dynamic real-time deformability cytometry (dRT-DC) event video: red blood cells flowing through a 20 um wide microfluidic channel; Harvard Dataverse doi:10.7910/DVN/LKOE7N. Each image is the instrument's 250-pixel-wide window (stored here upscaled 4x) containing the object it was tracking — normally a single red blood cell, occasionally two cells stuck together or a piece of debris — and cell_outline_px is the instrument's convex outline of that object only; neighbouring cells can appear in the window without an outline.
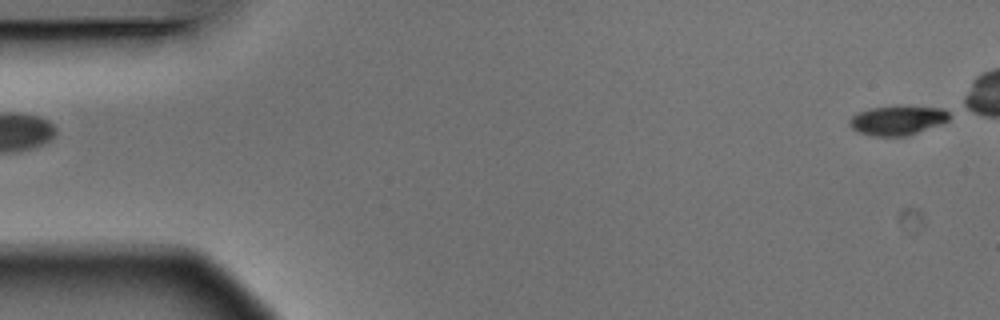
{"species": "Egyptian fruit bat (a non-hibernating species)", "species_latin": "Rousettus aegyptiacus", "temperature_condition": "warm", "stored_images_in_passage": 7, "segment_of_instrument_passage": [2, 2], "camera_frame_rate_fps": 3000, "um_per_image_px": 0.085, "animal": {"sex": "male"}, "frame": {"image": 1, "passage_image": 7, "time_ms": 2.0, "image_size_px": [1000, 320], "cell_outline_px": [[948, 120], [940, 124], [908, 136], [872, 136], [856, 132], [848, 124], [848, 120], [856, 112], [868, 108], [896, 104], [900, 104], [944, 108], [948, 112]], "centroid_in_image_um": [76.24, 10.19], "position_along_channel_um": 8.8, "area_um2": 17.8}}